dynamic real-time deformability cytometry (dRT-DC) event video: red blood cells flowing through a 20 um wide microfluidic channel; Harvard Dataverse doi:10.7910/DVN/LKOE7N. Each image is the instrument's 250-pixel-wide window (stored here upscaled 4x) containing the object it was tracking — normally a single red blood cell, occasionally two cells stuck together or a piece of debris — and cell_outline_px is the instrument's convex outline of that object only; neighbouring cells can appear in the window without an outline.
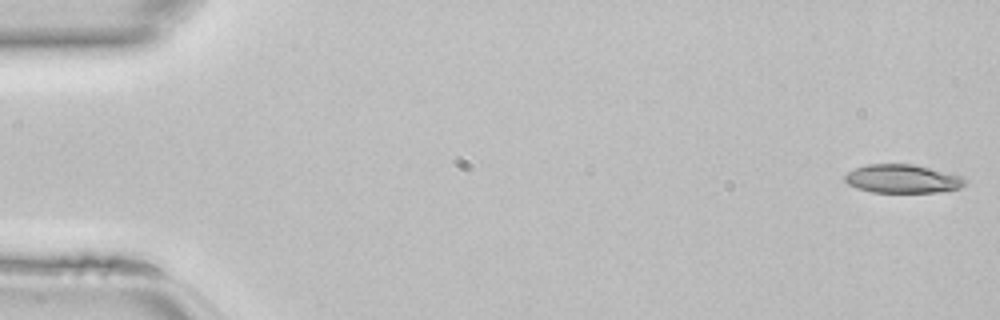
{"species": "common noctule bat (a hibernating species)", "species_latin": "Nyctalus noctula", "temperature_condition": "room temperature", "stored_images_in_passage": 42, "camera_frame_rate_fps": 3000, "um_per_image_px": 0.085, "animal": {"sex": "female", "body_mass_g": 22.7, "forearm_length_mm": 54.2}, "frame": {"image": 1, "passage_image": 1, "time_ms": 0.0, "image_size_px": [1000, 320], "cell_outline_px": [[968, 180], [960, 188], [936, 192], [872, 192], [856, 188], [848, 184], [844, 180], [844, 176], [848, 172], [856, 168], [868, 164], [916, 164], [964, 176]], "centroid_in_image_um": [76.74, 15.19], "position_along_channel_um": 8.3, "area_um2": 20.11}}
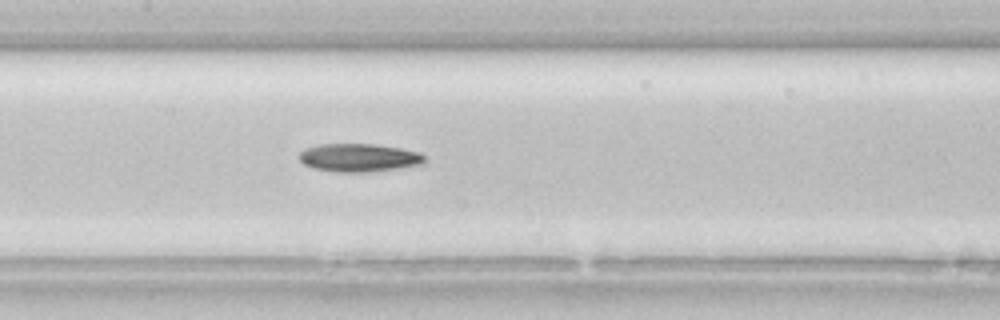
{"frame": {"image": 2, "passage_image": 22, "time_ms": 7.0, "image_size_px": [1000, 320], "cell_outline_px": [[424, 164], [396, 168], [364, 172], [336, 172], [316, 168], [304, 164], [300, 160], [300, 152], [304, 148], [320, 144], [376, 144], [400, 148], [420, 152], [424, 156]], "centroid_in_image_um": [30.51, 13.39], "position_along_channel_um": 176.9, "area_um2": 20.4}}
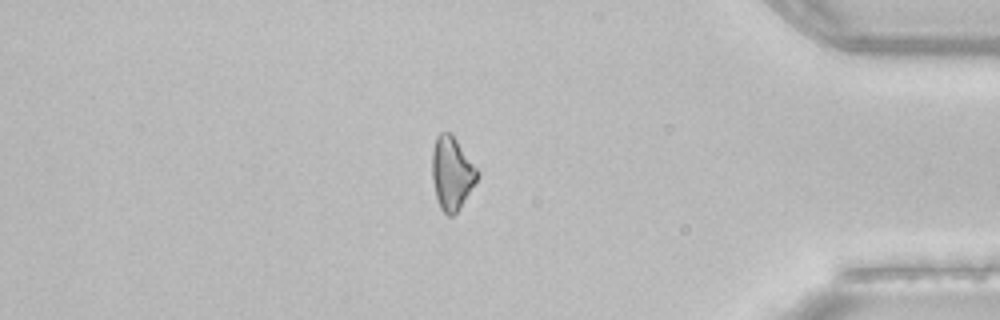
{"frame": {"image": 3, "passage_image": 39, "time_ms": 12.667, "image_size_px": [1000, 320], "cell_outline_px": [[480, 176], [460, 208], [452, 216], [448, 216], [440, 208], [436, 196], [432, 180], [432, 148], [436, 136], [440, 132], [452, 132], [480, 172]], "centroid_in_image_um": [38.41, 14.69], "position_along_channel_um": 396.8, "area_um2": 19.59}}